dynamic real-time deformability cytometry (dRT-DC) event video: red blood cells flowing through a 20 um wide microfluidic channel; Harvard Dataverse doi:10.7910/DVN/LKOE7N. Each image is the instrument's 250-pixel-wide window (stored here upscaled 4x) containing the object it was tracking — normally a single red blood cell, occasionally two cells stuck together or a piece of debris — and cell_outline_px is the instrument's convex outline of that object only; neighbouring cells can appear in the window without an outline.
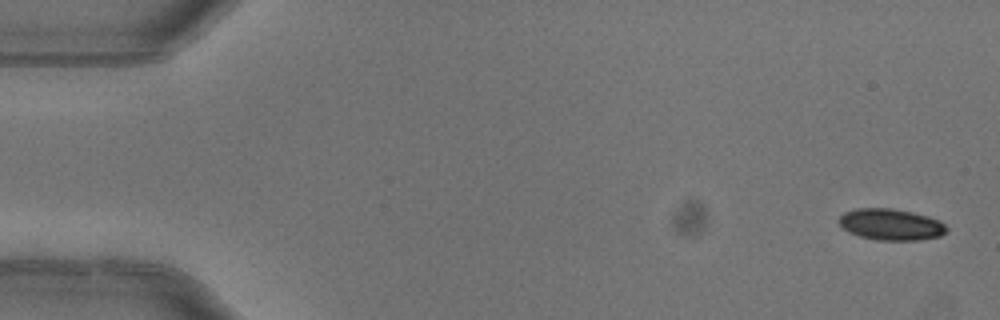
{"species": "common noctule bat (a hibernating species)", "species_latin": "Nyctalus noctula", "temperature_condition": "warm", "stored_images_in_passage": 4, "camera_frame_rate_fps": 3000, "um_per_image_px": 0.085, "animal": {"sex": "female"}, "frame": {"image": 1, "passage_image": 1, "time_ms": 0.0, "image_size_px": [1000, 320], "cell_outline_px": [[948, 228], [940, 236], [920, 240], [876, 240], [860, 236], [848, 232], [836, 220], [844, 212], [856, 208], [892, 208], [912, 212], [928, 216], [940, 220]], "centroid_in_image_um": [75.71, 19.07], "position_along_channel_um": 9.3, "area_um2": 19.77}}
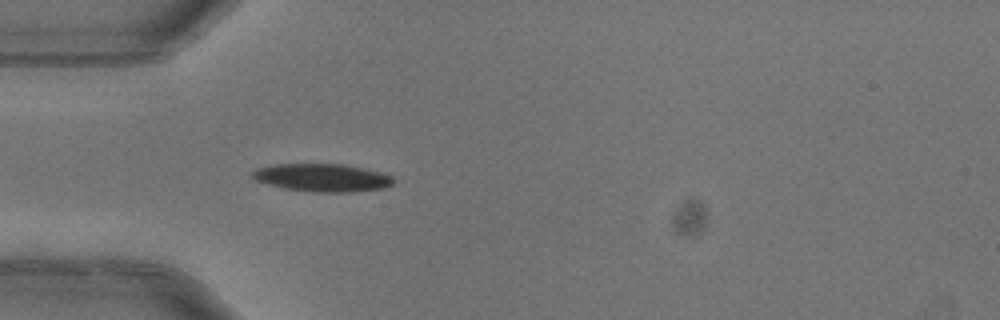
{"frame": {"image": 2, "passage_image": 4, "time_ms": 1.0, "image_size_px": [1000, 320], "cell_outline_px": [[396, 180], [392, 184], [384, 188], [352, 192], [312, 192], [284, 188], [268, 184], [256, 180], [252, 176], [252, 172], [256, 168], [276, 164], [344, 164], [364, 168], [380, 172], [392, 176]], "centroid_in_image_um": [27.42, 15.1], "position_along_channel_um": 57.6, "area_um2": 22.95}}